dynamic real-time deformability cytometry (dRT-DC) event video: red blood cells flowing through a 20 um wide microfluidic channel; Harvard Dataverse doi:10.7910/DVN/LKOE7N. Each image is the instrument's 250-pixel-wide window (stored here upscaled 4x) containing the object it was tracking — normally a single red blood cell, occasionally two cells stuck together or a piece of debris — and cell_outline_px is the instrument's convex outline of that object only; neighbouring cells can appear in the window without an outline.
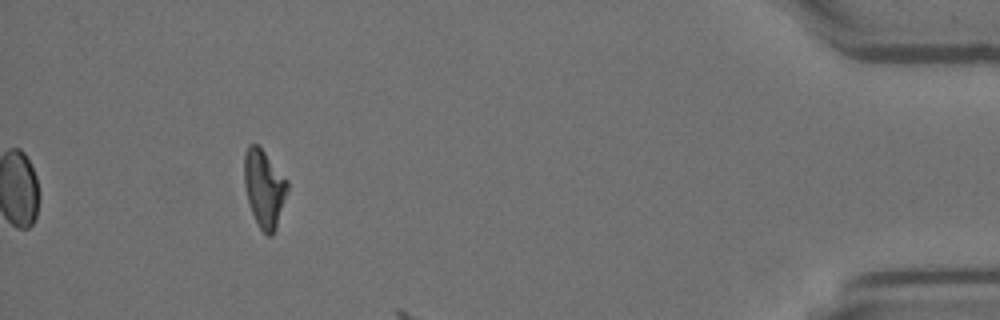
{"species": "Egyptian fruit bat (a non-hibernating species)", "species_latin": "Rousettus aegyptiacus", "temperature_condition": "room temperature", "stored_images_in_passage": 43, "camera_frame_rate_fps": 3000, "um_per_image_px": 0.085, "animal": {"sex": "female"}, "frame": {"image": 1, "passage_image": 43, "time_ms": 14.0, "image_size_px": [1000, 320], "cell_outline_px": [[288, 192], [276, 228], [272, 236], [268, 236], [256, 224], [248, 200], [244, 184], [244, 152], [248, 144], [256, 144], [264, 152], [288, 180]], "centroid_in_image_um": [22.46, 16.02], "position_along_channel_um": 412.7, "area_um2": 19.54}}